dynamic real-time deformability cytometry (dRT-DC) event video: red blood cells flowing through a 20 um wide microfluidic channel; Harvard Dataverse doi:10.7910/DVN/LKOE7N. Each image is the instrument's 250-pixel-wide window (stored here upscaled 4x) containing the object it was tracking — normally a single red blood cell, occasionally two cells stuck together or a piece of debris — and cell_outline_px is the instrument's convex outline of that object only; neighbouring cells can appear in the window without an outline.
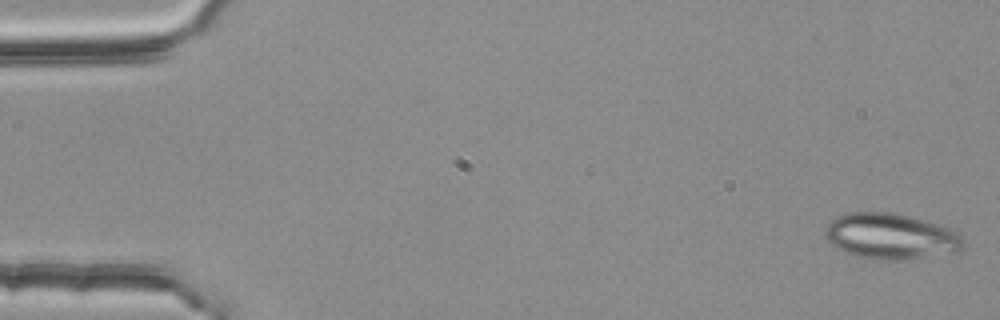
{"species": "common noctule bat (a hibernating species)", "species_latin": "Nyctalus noctula", "temperature_condition": "room temperature", "stored_images_in_passage": 3, "camera_frame_rate_fps": 3000, "um_per_image_px": 0.085, "animal": {"sex": "female", "body_mass_g": 25.1}, "frame": {"image": 1, "passage_image": 1, "time_ms": 0.0, "image_size_px": [1000, 320], "cell_outline_px": [[964, 248], [956, 252], [900, 260], [884, 260], [856, 256], [844, 252], [836, 248], [828, 240], [824, 232], [824, 228], [836, 216], [848, 212], [888, 212], [920, 220], [948, 228], [956, 232], [964, 240]], "centroid_in_image_um": [75.67, 20.1], "position_along_channel_um": 9.3, "area_um2": 36.41}}